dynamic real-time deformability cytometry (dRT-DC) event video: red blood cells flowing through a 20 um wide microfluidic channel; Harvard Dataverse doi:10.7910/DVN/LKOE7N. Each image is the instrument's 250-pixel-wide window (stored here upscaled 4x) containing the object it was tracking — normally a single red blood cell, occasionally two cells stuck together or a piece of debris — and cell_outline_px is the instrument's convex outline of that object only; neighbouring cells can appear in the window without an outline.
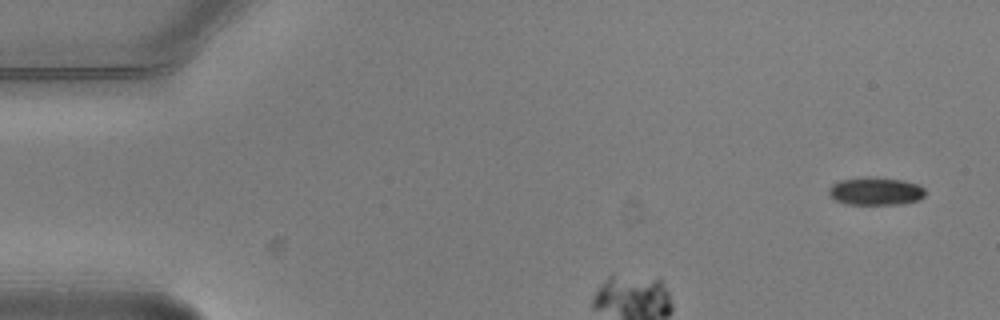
{"species": "common noctule bat (a hibernating species)", "species_latin": "Nyctalus noctula", "temperature_condition": "warm", "stored_images_in_passage": 3, "camera_frame_rate_fps": 3000, "um_per_image_px": 0.085, "animal": {"sex": "male", "body_mass_g": 20.5, "forearm_length_mm": 52.5}, "frame": {"image": 1, "passage_image": 1, "time_ms": 0.0, "image_size_px": [1000, 320], "cell_outline_px": [[924, 196], [920, 200], [904, 204], [844, 204], [836, 200], [828, 192], [828, 188], [832, 184], [840, 180], [904, 180], [920, 184], [924, 188]], "centroid_in_image_um": [74.48, 16.31], "position_along_channel_um": 10.5, "area_um2": 14.97}}
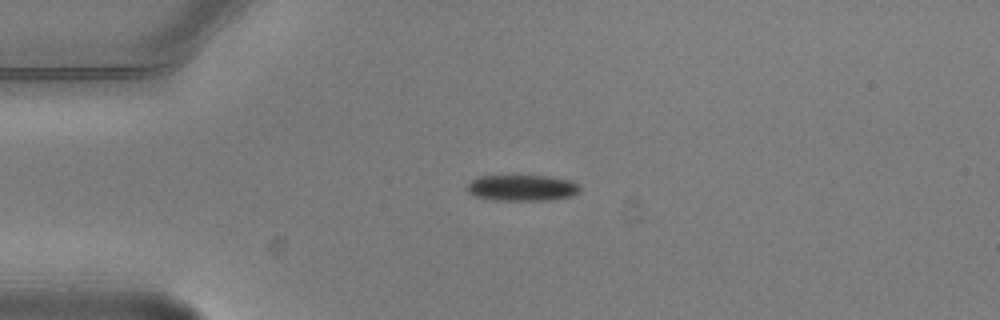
{"frame": {"image": 2, "passage_image": 3, "time_ms": 0.667, "image_size_px": [1000, 320], "cell_outline_px": [[580, 192], [568, 196], [552, 200], [492, 200], [476, 196], [468, 192], [464, 188], [476, 176], [548, 176], [568, 180], [580, 184]], "centroid_in_image_um": [44.35, 15.97], "position_along_channel_um": 40.7, "area_um2": 17.17}}